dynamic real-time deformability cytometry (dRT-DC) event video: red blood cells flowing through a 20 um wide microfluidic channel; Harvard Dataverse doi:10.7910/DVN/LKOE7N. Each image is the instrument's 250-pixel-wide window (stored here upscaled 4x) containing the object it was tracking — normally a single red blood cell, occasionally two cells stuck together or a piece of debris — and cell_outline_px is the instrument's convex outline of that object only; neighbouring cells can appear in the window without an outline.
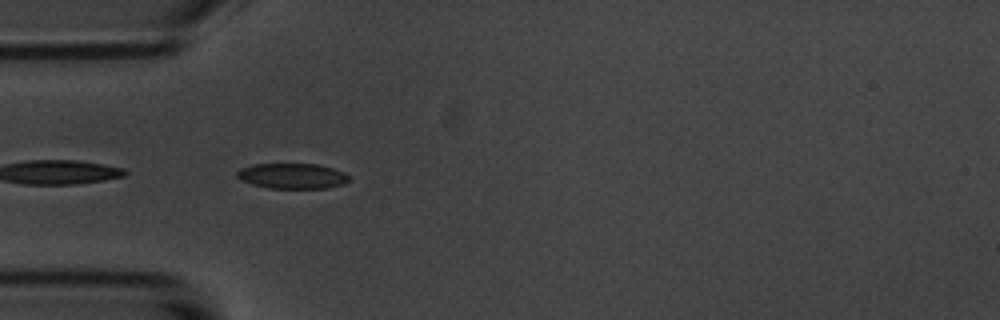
{"species": "common noctule bat (a hibernating species)", "species_latin": "Nyctalus noctula", "temperature_condition": "room temperature", "stored_images_in_passage": 23, "camera_frame_rate_fps": 3000, "um_per_image_px": 0.085, "animal": {"sex": "male", "body_mass_g": 20.1, "forearm_length_mm": 53.5}, "frame": {"image": 1, "passage_image": 1, "time_ms": 0.0, "image_size_px": [1000, 320], "cell_outline_px": [[348, 180], [344, 184], [324, 188], [268, 188], [252, 184], [236, 176], [236, 172], [240, 168], [252, 164], [320, 164], [344, 172], [348, 176]], "centroid_in_image_um": [24.83, 14.95], "position_along_channel_um": 60.2, "area_um2": 16.47}}